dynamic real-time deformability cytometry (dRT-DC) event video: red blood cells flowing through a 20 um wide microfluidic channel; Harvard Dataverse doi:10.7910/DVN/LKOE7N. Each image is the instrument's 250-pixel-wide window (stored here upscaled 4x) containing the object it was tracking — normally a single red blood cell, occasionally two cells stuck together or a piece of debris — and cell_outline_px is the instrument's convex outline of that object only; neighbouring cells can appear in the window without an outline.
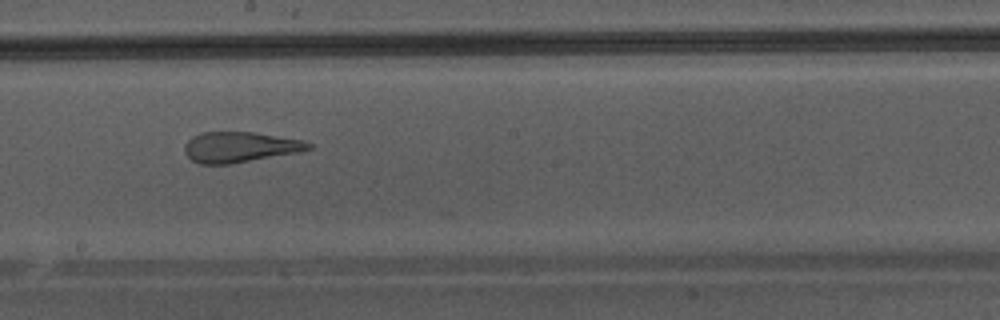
{"species": "Egyptian fruit bat (a non-hibernating species)", "species_latin": "Rousettus aegyptiacus", "temperature_condition": "warm", "stored_images_in_passage": 27, "camera_frame_rate_fps": 3000, "um_per_image_px": 0.085, "animal": {"sex": "male"}, "frame": {"image": 1, "passage_image": 12, "time_ms": 3.667, "image_size_px": [1000, 320], "cell_outline_px": [[312, 148], [300, 152], [232, 164], [200, 164], [192, 160], [184, 152], [184, 144], [192, 136], [200, 132], [252, 132], [304, 140], [312, 144]], "centroid_in_image_um": [20.38, 12.5], "position_along_channel_um": 227.8, "area_um2": 22.2}}